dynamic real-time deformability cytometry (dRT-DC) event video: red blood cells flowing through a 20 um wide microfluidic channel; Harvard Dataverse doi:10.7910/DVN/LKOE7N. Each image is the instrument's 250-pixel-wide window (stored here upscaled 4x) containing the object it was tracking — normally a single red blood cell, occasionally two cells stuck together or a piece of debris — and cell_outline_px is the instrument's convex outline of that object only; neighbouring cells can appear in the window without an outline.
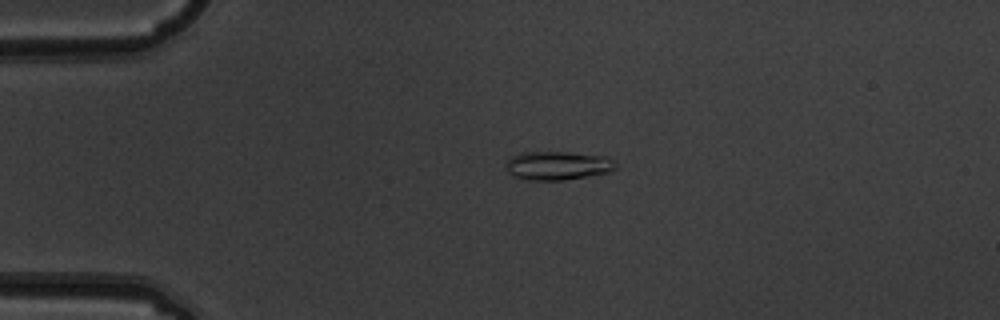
{"species": "common noctule bat (a hibernating species)", "species_latin": "Nyctalus noctula", "temperature_condition": "warm", "stored_images_in_passage": 4, "camera_frame_rate_fps": 3000, "um_per_image_px": 0.085, "animal": {"sex": "male", "body_mass_g": 19.5, "forearm_length_mm": 54.6}, "frame": {"image": 1, "passage_image": 3, "time_ms": 0.667, "image_size_px": [1000, 320], "cell_outline_px": [[616, 168], [608, 172], [564, 180], [528, 180], [512, 176], [504, 168], [504, 164], [512, 156], [524, 152], [568, 152], [604, 156], [612, 160], [616, 164]], "centroid_in_image_um": [47.34, 14.08], "position_along_channel_um": 37.7, "area_um2": 18.32}}